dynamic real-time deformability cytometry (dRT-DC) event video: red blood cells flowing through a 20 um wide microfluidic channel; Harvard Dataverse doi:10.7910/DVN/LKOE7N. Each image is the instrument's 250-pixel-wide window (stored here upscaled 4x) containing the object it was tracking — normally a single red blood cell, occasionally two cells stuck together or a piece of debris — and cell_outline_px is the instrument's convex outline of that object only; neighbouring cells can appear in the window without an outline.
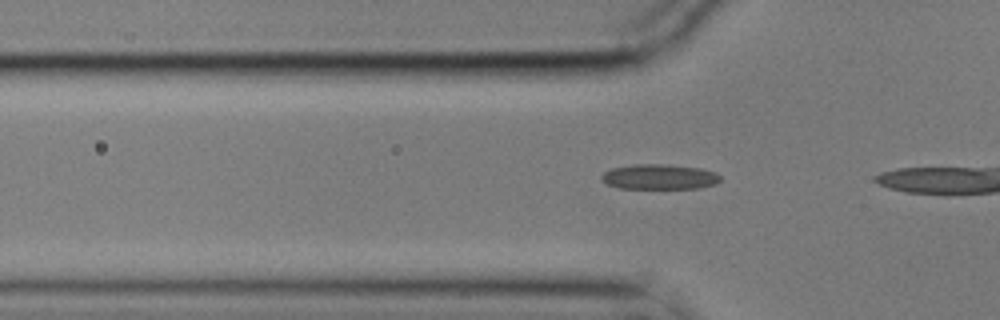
{"species": "common noctule bat (a hibernating species)", "species_latin": "Nyctalus noctula", "temperature_condition": "cold", "stored_images_in_passage": 7, "camera_frame_rate_fps": 3000, "um_per_image_px": 0.085, "animal": {"sex": "male", "body_mass_g": 17.9}, "frame": {"image": 1, "passage_image": 4, "time_ms": 1.0, "image_size_px": [1000, 320], "cell_outline_px": [[720, 180], [716, 184], [696, 188], [620, 188], [608, 184], [600, 176], [604, 172], [612, 168], [636, 164], [664, 164], [700, 168], [716, 172], [720, 176]], "centroid_in_image_um": [56.07, 15.02], "position_along_channel_um": 69.7, "area_um2": 17.22}}